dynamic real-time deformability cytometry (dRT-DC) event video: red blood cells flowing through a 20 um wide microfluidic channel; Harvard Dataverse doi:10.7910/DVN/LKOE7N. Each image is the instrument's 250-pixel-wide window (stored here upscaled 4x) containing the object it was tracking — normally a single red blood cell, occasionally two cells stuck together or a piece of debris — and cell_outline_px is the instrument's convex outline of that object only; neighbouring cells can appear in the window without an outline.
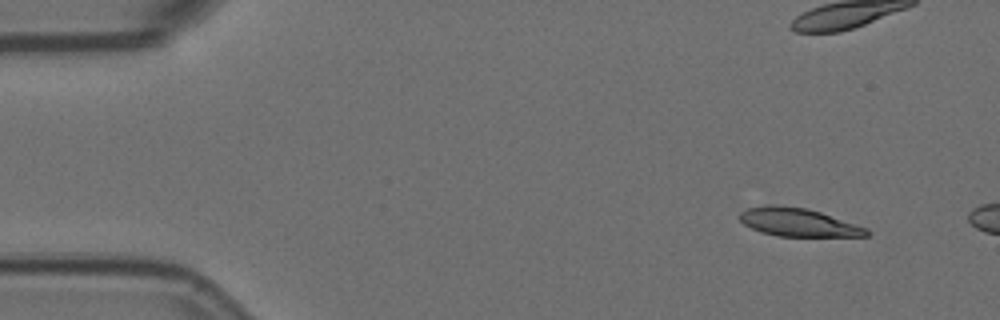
{"species": "Egyptian fruit bat (a non-hibernating species)", "species_latin": "Rousettus aegyptiacus", "temperature_condition": "room temperature", "stored_images_in_passage": 2, "camera_frame_rate_fps": 3000, "um_per_image_px": 0.085, "animal": {"sex": "female"}, "frame": {"image": 1, "passage_image": 1, "time_ms": 0.0, "image_size_px": [1000, 320], "cell_outline_px": [[872, 232], [868, 236], [780, 236], [760, 232], [744, 224], [740, 220], [740, 212], [748, 208], [764, 204], [776, 204], [808, 208], [868, 228]], "centroid_in_image_um": [67.85, 18.88], "position_along_channel_um": 17.2, "area_um2": 20.98}}